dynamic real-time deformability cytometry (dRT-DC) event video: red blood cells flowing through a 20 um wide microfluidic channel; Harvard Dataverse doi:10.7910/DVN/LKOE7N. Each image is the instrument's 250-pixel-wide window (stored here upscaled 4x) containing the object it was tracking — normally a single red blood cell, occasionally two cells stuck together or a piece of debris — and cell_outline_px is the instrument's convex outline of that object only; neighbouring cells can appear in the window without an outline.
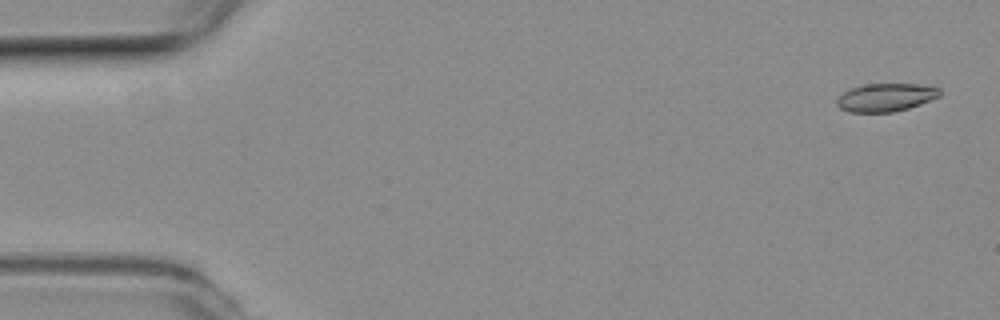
{"species": "common noctule bat (a hibernating species)", "species_latin": "Nyctalus noctula", "temperature_condition": "room temperature", "stored_images_in_passage": 54, "camera_frame_rate_fps": 3000, "um_per_image_px": 0.085, "animal": {"sex": "female", "body_mass_g": 19.3, "forearm_length_mm": 54.1}, "frame": {"image": 1, "passage_image": 2, "time_ms": 0.333, "image_size_px": [1000, 320], "cell_outline_px": [[940, 96], [920, 104], [908, 108], [892, 112], [848, 112], [840, 108], [836, 104], [836, 100], [844, 92], [852, 88], [864, 84], [916, 84], [940, 88]], "centroid_in_image_um": [75.28, 8.28], "position_along_channel_um": 9.7, "area_um2": 16.7}}
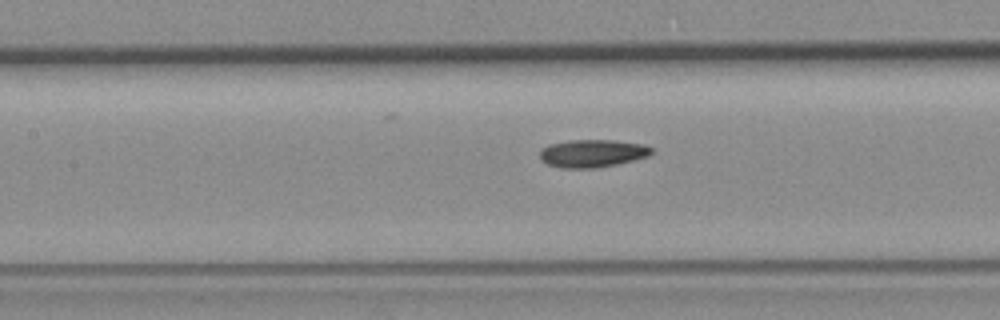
{"frame": {"image": 2, "passage_image": 24, "time_ms": 7.667, "image_size_px": [1000, 320], "cell_outline_px": [[652, 152], [648, 156], [616, 164], [596, 168], [560, 168], [548, 164], [540, 160], [540, 152], [548, 144], [572, 140], [612, 140], [644, 144], [652, 148]], "centroid_in_image_um": [50.34, 13.03], "position_along_channel_um": 157.1, "area_um2": 17.98}}
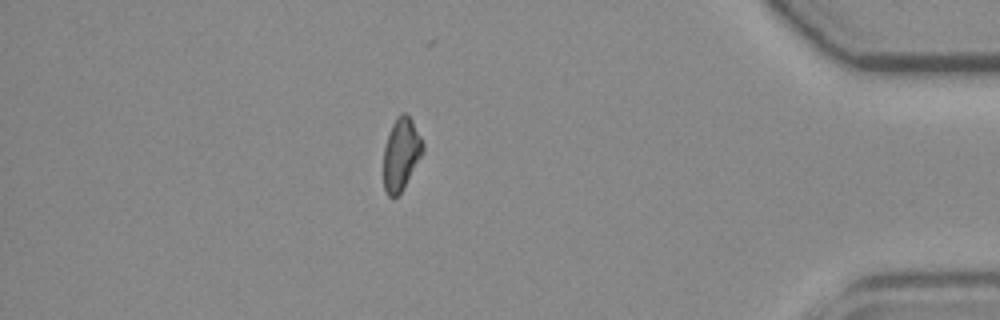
{"frame": {"image": 3, "passage_image": 47, "time_ms": 15.333, "image_size_px": [1000, 320], "cell_outline_px": [[424, 152], [404, 188], [396, 196], [388, 196], [384, 188], [384, 148], [392, 124], [396, 116], [404, 112], [412, 120], [424, 144]], "centroid_in_image_um": [34.11, 13.1], "position_along_channel_um": 401.1, "area_um2": 16.47}, "authors_computed_cell_mechanics": {"area_um2": 17.34, "velocity_mm_per_s": 3.7835, "shape_relaxation_time_tau1_ms": null, "shape_relaxation_time_tau2_ms": 4.474, "deformation_change_tau1": null, "deformation_change_tau2": 0.1118}}